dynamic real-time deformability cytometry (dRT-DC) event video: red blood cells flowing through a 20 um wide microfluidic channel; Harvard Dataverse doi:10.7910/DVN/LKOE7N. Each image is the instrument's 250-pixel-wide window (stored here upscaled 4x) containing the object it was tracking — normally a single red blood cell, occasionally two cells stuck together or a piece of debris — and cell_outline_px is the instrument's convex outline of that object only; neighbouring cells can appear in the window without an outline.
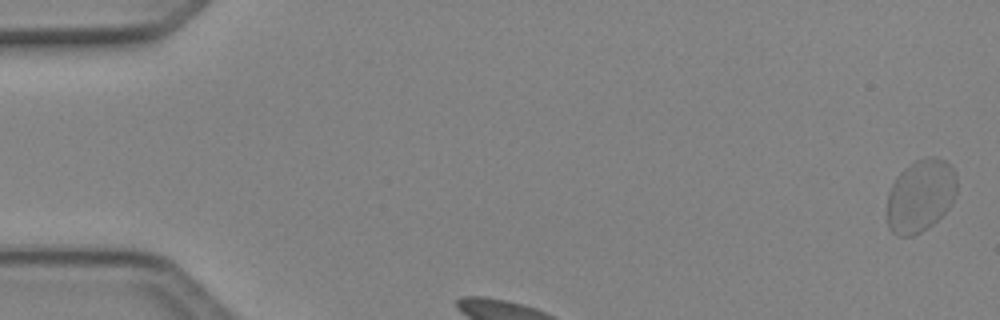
{"species": "Egyptian fruit bat (a non-hibernating species)", "species_latin": "Rousettus aegyptiacus", "temperature_condition": "cold", "stored_images_in_passage": 39, "segment_of_instrument_passage": [1, 2], "camera_frame_rate_fps": 3000, "um_per_image_px": 0.085, "animal": {"sex": "female"}, "frame": {"image": 1, "passage_image": 1, "time_ms": 0.0, "image_size_px": [1000, 320], "cell_outline_px": [[956, 192], [948, 208], [928, 228], [912, 236], [896, 236], [888, 228], [888, 192], [896, 176], [904, 168], [916, 160], [924, 156], [932, 156], [944, 160], [956, 172]], "centroid_in_image_um": [78.22, 16.62], "position_along_channel_um": 6.8, "area_um2": 29.54}}
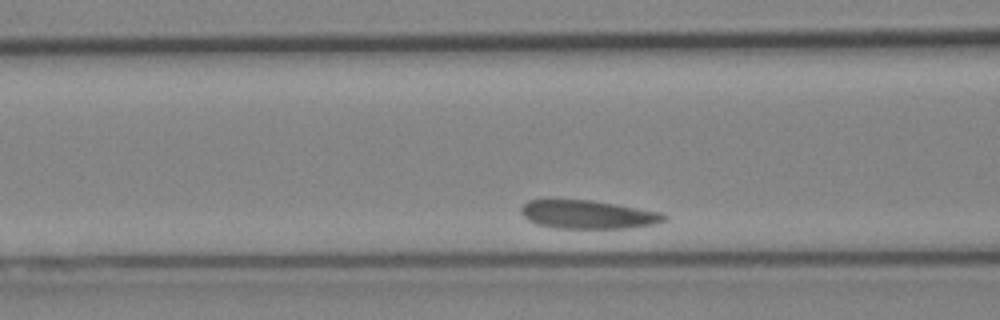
{"frame": {"image": 2, "passage_image": 13, "time_ms": 4.0, "image_size_px": [1000, 320], "cell_outline_px": [[668, 216], [664, 220], [656, 224], [628, 228], [556, 228], [536, 224], [528, 220], [520, 212], [520, 208], [528, 200], [548, 196], [592, 200], [616, 204], [660, 212]], "centroid_in_image_um": [49.86, 18.19], "position_along_channel_um": 116.7, "area_um2": 24.57}}
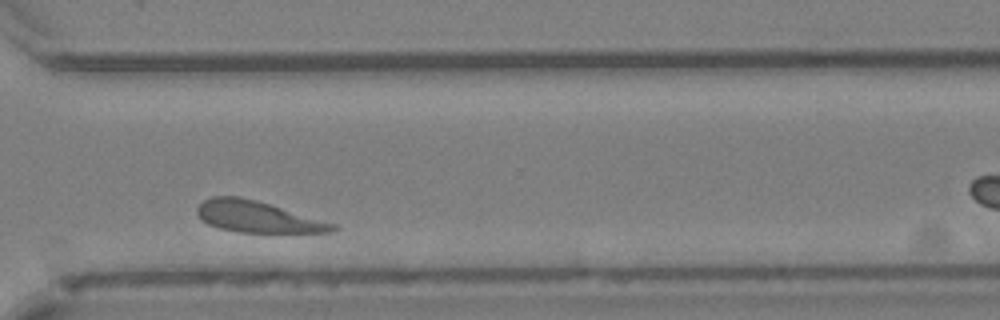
{"frame": {"image": 3, "passage_image": 34, "time_ms": 11.0, "image_size_px": [1000, 320], "cell_outline_px": [[340, 228], [332, 232], [240, 232], [220, 228], [208, 224], [200, 220], [196, 212], [196, 208], [204, 200], [212, 196], [240, 196], [256, 200], [336, 224]], "centroid_in_image_um": [21.85, 18.42], "position_along_channel_um": 348.7, "area_um2": 24.57}}